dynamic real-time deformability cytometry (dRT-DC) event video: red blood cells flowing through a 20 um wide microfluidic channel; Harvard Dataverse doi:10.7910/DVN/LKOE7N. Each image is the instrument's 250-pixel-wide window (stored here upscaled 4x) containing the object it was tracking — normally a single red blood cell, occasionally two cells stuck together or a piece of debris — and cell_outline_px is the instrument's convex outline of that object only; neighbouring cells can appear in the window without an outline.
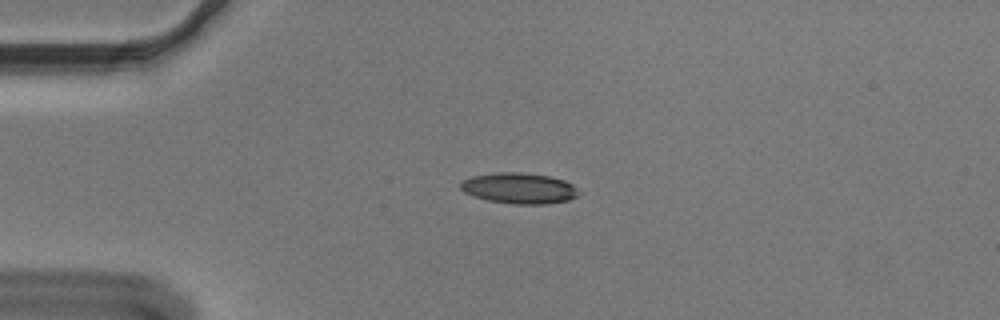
{"species": "Egyptian fruit bat (a non-hibernating species)", "species_latin": "Rousettus aegyptiacus", "temperature_condition": "cold", "stored_images_in_passage": 54, "camera_frame_rate_fps": 3000, "um_per_image_px": 0.085, "animal": {"sex": "male"}, "frame": {"image": 1, "passage_image": 12, "time_ms": 3.667, "image_size_px": [1000, 320], "cell_outline_px": [[580, 192], [576, 196], [568, 200], [548, 204], [512, 204], [488, 200], [472, 196], [464, 192], [460, 188], [460, 184], [464, 180], [472, 176], [496, 172], [520, 172], [548, 176], [564, 180], [572, 184]], "centroid_in_image_um": [44.12, 16.0], "position_along_channel_um": 40.9, "area_um2": 21.21}}
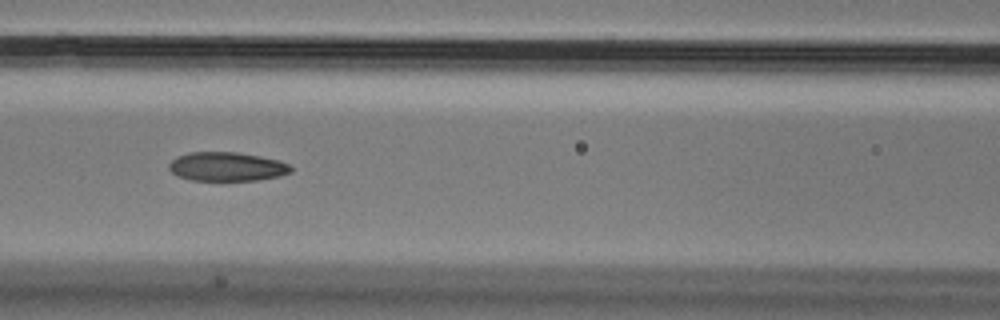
{"frame": {"image": 2, "passage_image": 23, "time_ms": 7.333, "image_size_px": [1000, 320], "cell_outline_px": [[292, 172], [280, 176], [260, 180], [192, 180], [180, 176], [172, 172], [168, 168], [168, 164], [176, 156], [188, 152], [236, 152], [260, 156], [276, 160], [288, 164], [292, 168]], "centroid_in_image_um": [19.28, 14.16], "position_along_channel_um": 147.3, "area_um2": 20.52}}
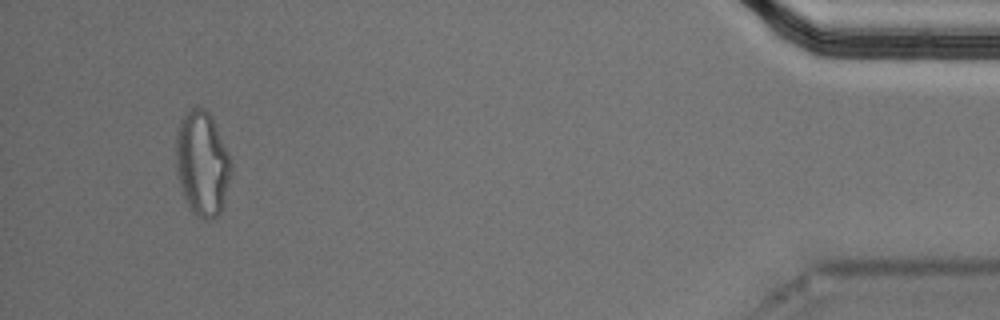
{"frame": {"image": 3, "passage_image": 51, "time_ms": 16.667, "image_size_px": [1000, 320], "cell_outline_px": [[232, 172], [224, 200], [220, 212], [212, 220], [204, 220], [196, 216], [192, 212], [184, 196], [180, 184], [176, 168], [176, 136], [180, 120], [196, 104], [204, 108], [212, 116], [228, 152], [232, 164]], "centroid_in_image_um": [17.2, 13.89], "position_along_channel_um": 418.0, "area_um2": 33.76}, "authors_computed_cell_mechanics": {"area_um2": 21.2415, "velocity_mm_per_s": 3.6312, "shape_relaxation_time_tau1_ms": null, "shape_relaxation_time_tau2_ms": 2.8608, "deformation_change_tau1": null, "deformation_change_tau2": 0.1088}}